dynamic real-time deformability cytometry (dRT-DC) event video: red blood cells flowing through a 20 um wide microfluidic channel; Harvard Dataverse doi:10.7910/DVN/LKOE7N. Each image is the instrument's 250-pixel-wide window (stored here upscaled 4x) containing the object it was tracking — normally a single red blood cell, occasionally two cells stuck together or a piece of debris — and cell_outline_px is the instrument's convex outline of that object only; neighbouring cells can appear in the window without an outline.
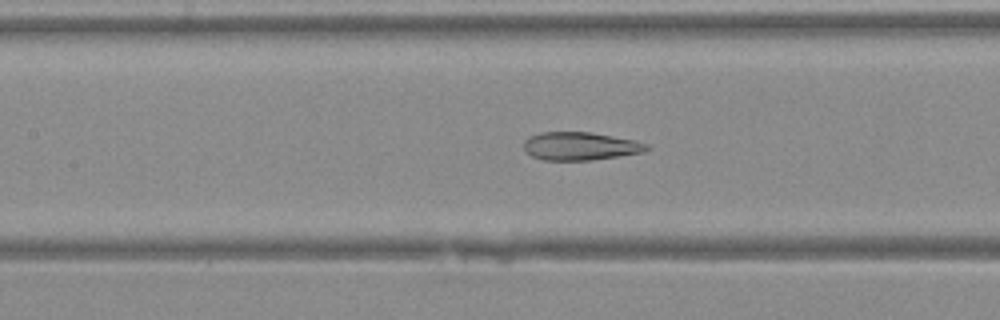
{"species": "Egyptian fruit bat (a non-hibernating species)", "species_latin": "Rousettus aegyptiacus", "temperature_condition": "warm", "stored_images_in_passage": 39, "camera_frame_rate_fps": 3000, "um_per_image_px": 0.085, "animal": {"sex": "female"}, "frame": {"image": 1, "passage_image": 20, "time_ms": 6.333, "image_size_px": [1000, 320], "cell_outline_px": [[652, 148], [644, 152], [620, 156], [592, 160], [544, 160], [532, 156], [524, 148], [524, 140], [528, 136], [540, 132], [588, 132], [612, 136], [632, 140], [648, 144]], "centroid_in_image_um": [49.32, 12.42], "position_along_channel_um": 158.1, "area_um2": 20.11}}
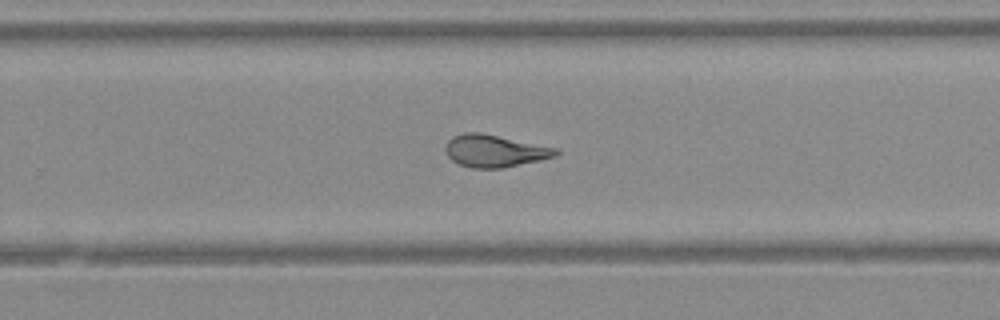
{"frame": {"image": 2, "passage_image": 28, "time_ms": 9.0, "image_size_px": [1000, 320], "cell_outline_px": [[560, 152], [556, 156], [540, 160], [500, 168], [472, 168], [460, 164], [452, 160], [448, 156], [444, 148], [448, 140], [452, 136], [464, 132], [480, 132], [560, 148]], "centroid_in_image_um": [42.06, 12.81], "position_along_channel_um": 287.7, "area_um2": 20.87}}
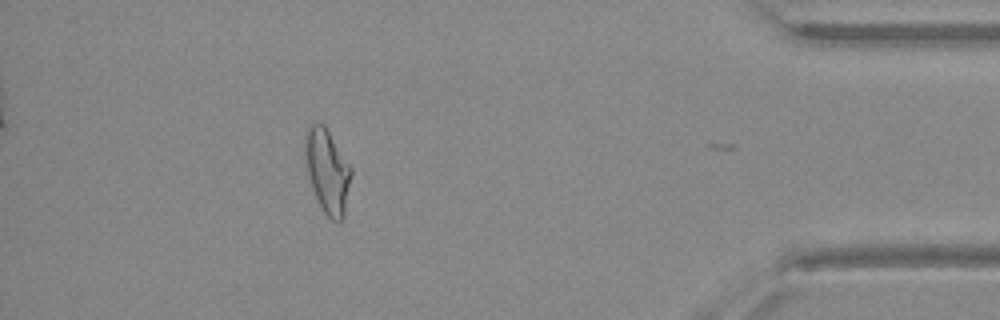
{"frame": {"image": 3, "passage_image": 38, "time_ms": 12.333, "image_size_px": [1000, 320], "cell_outline_px": [[352, 176], [344, 216], [340, 220], [332, 220], [320, 208], [312, 188], [304, 156], [304, 132], [312, 124], [324, 124], [352, 168]], "centroid_in_image_um": [27.82, 14.53], "position_along_channel_um": 407.4, "area_um2": 22.6}}